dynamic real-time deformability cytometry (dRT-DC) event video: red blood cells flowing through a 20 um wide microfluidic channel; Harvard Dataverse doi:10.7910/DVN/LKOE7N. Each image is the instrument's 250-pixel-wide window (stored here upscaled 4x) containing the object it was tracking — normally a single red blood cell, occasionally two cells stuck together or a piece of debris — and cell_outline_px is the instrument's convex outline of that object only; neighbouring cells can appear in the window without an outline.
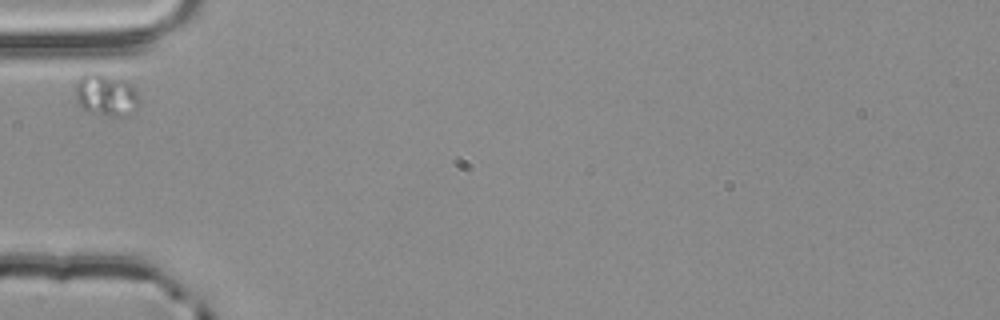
{"species": "common noctule bat (a hibernating species)", "species_latin": "Nyctalus noctula", "temperature_condition": "room temperature", "stored_images_in_passage": 1, "camera_frame_rate_fps": 3000, "um_per_image_px": 0.085, "animal": {"sex": "male", "body_mass_g": 20.4}, "frame": {"image": 1, "passage_image": 1, "time_ms": 0.0, "image_size_px": [1000, 320], "cell_outline_px": [[136, 108], [128, 116], [116, 116], [84, 108], [76, 100], [76, 84], [80, 76], [84, 72], [100, 72], [132, 84], [136, 92]], "centroid_in_image_um": [8.99, 8.01], "position_along_channel_um": 76.0, "area_um2": 15.09}}